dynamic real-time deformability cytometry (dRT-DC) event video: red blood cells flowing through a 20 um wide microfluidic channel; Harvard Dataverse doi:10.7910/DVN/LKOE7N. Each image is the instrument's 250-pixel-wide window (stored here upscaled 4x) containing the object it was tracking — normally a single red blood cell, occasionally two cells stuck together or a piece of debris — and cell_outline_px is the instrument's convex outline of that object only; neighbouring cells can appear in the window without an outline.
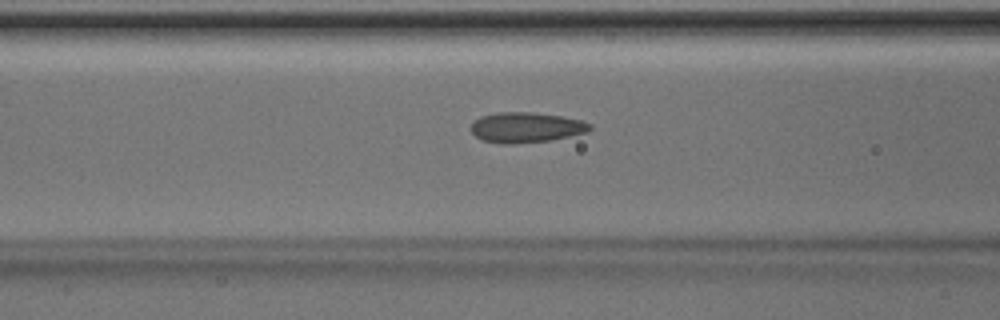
{"species": "Egyptian fruit bat (a non-hibernating species)", "species_latin": "Rousettus aegyptiacus", "temperature_condition": "room temperature", "stored_images_in_passage": 34, "camera_frame_rate_fps": 3000, "um_per_image_px": 0.085, "animal": {"sex": "male"}, "frame": {"image": 1, "passage_image": 15, "time_ms": 4.667, "image_size_px": [1000, 320], "cell_outline_px": [[592, 128], [588, 132], [548, 140], [512, 144], [504, 144], [484, 140], [476, 136], [472, 132], [472, 124], [480, 116], [500, 112], [532, 112], [564, 116], [580, 120], [592, 124]], "centroid_in_image_um": [44.75, 10.82], "position_along_channel_um": 121.9, "area_um2": 20.81}}
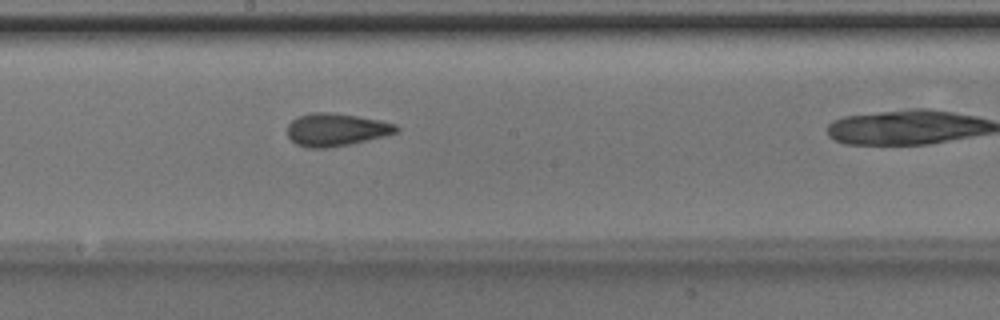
{"frame": {"image": 2, "passage_image": 22, "time_ms": 7.0, "image_size_px": [1000, 320], "cell_outline_px": [[400, 128], [396, 132], [384, 136], [352, 144], [328, 148], [308, 148], [296, 144], [288, 136], [288, 124], [296, 116], [312, 112], [324, 112], [356, 116], [380, 120], [396, 124]], "centroid_in_image_um": [28.55, 11.03], "position_along_channel_um": 219.6, "area_um2": 20.81}}
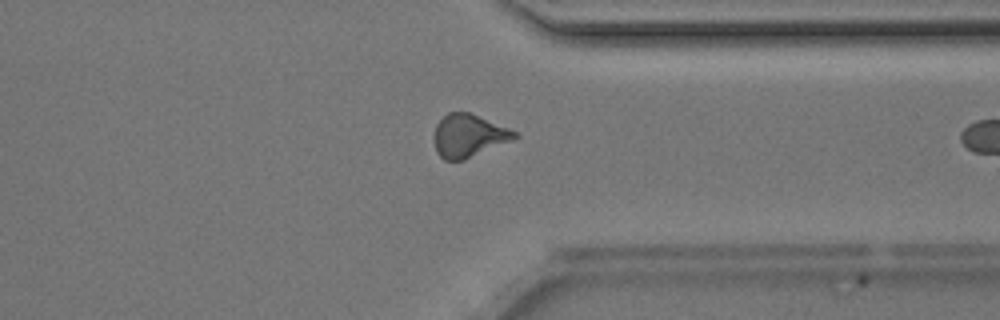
{"frame": {"image": 3, "passage_image": 33, "time_ms": 10.667, "image_size_px": [1000, 320], "cell_outline_px": [[520, 136], [516, 140], [464, 160], [444, 160], [436, 152], [436, 124], [448, 112], [468, 112], [508, 128], [516, 132]], "centroid_in_image_um": [39.89, 11.56], "position_along_channel_um": 371.5, "area_um2": 20.0}}